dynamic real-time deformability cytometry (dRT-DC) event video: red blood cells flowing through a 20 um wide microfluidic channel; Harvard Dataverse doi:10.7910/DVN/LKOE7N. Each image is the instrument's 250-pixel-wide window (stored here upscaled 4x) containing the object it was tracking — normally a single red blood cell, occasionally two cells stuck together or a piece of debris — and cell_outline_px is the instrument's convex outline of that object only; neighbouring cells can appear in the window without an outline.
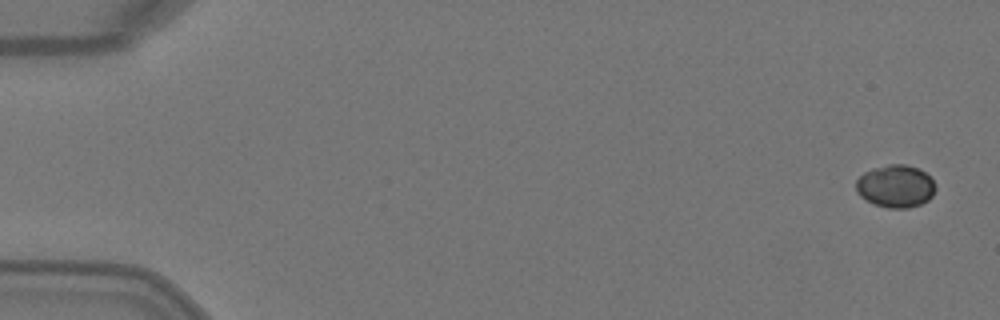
{"species": "Egyptian fruit bat (a non-hibernating species)", "species_latin": "Rousettus aegyptiacus", "temperature_condition": "warm", "stored_images_in_passage": 5, "camera_frame_rate_fps": 3000, "um_per_image_px": 0.085, "animal": {"sex": "female"}, "frame": {"image": 1, "passage_image": 1, "time_ms": 0.0, "image_size_px": [1000, 320], "cell_outline_px": [[936, 188], [932, 196], [928, 200], [920, 204], [908, 208], [888, 208], [872, 204], [860, 196], [856, 192], [856, 180], [864, 172], [872, 168], [888, 164], [908, 164], [920, 168], [936, 184]], "centroid_in_image_um": [76.12, 15.82], "position_along_channel_um": 8.9, "area_um2": 20.0}}
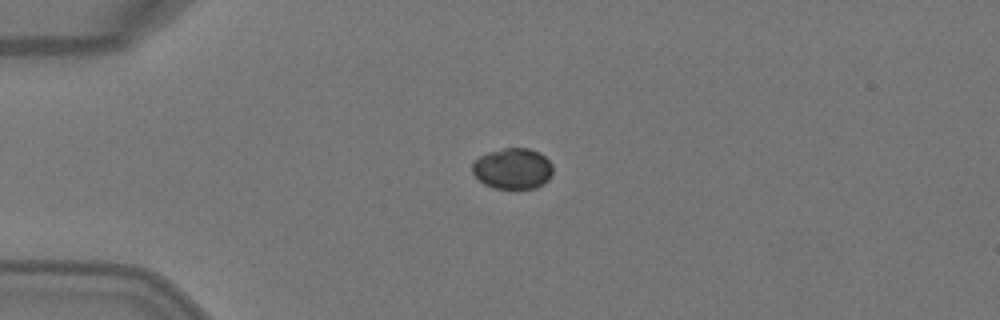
{"frame": {"image": 2, "passage_image": 4, "time_ms": 1.0, "image_size_px": [1000, 320], "cell_outline_px": [[552, 176], [544, 184], [536, 188], [492, 188], [484, 184], [472, 172], [472, 164], [480, 156], [488, 152], [504, 148], [528, 148], [540, 152], [552, 164]], "centroid_in_image_um": [43.6, 14.33], "position_along_channel_um": 41.4, "area_um2": 19.25}}